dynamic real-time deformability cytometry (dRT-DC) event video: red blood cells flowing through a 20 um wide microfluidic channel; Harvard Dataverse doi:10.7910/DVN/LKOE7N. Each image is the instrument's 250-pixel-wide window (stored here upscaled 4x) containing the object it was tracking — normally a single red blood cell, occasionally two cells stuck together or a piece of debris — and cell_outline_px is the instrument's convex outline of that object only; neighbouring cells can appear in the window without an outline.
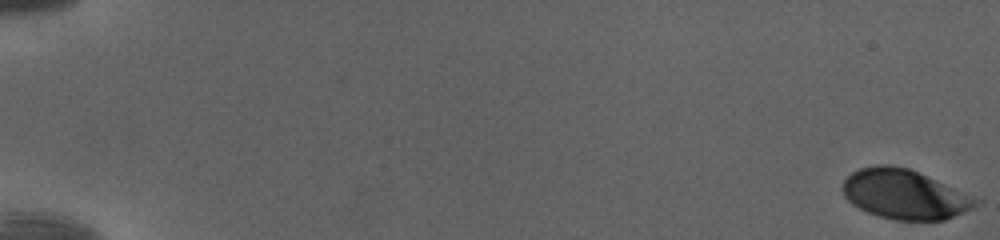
{"species": "human", "species_latin": "Homo sapiens", "temperature_condition": "cold", "stored_images_in_passage": 53, "camera_frame_rate_fps": 3000, "um_per_image_px": 0.085, "donor": {"sex": "female"}, "frame": {"image": 1, "passage_image": 1, "time_ms": 0.0, "image_size_px": [1000, 240], "cell_outline_px": [[976, 204], [972, 208], [964, 212], [944, 220], [896, 220], [880, 216], [868, 212], [852, 204], [844, 196], [844, 180], [852, 172], [860, 168], [876, 164], [888, 164], [908, 168], [972, 196], [976, 200]], "centroid_in_image_um": [76.84, 16.51], "position_along_channel_um": 8.2, "area_um2": 37.69}}
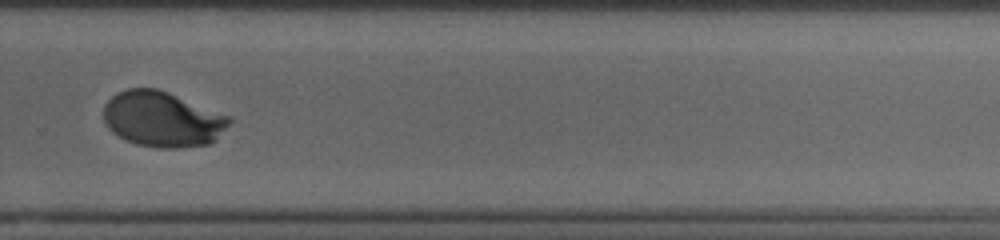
{"frame": {"image": 2, "passage_image": 39, "time_ms": 12.667, "image_size_px": [1000, 240], "cell_outline_px": [[232, 120], [216, 140], [208, 144], [176, 148], [160, 148], [136, 144], [112, 132], [108, 128], [104, 120], [104, 104], [116, 92], [128, 88], [156, 88], [168, 92], [232, 116]], "centroid_in_image_um": [13.82, 10.12], "position_along_channel_um": 316.0, "area_um2": 40.69}}
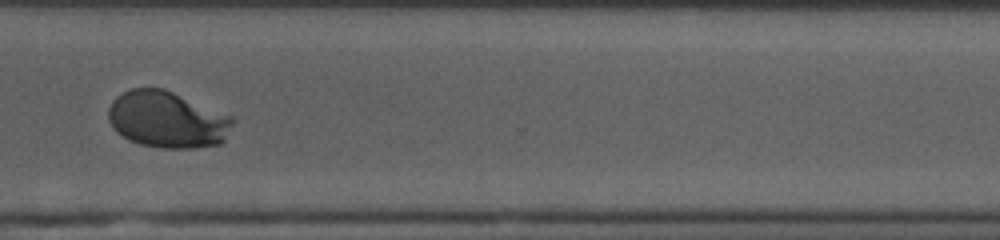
{"frame": {"image": 3, "passage_image": 42, "time_ms": 13.667, "image_size_px": [1000, 240], "cell_outline_px": [[236, 120], [224, 140], [220, 144], [196, 148], [160, 148], [140, 144], [128, 140], [116, 132], [108, 120], [108, 108], [112, 100], [116, 96], [132, 88], [164, 88], [232, 116]], "centroid_in_image_um": [14.21, 10.17], "position_along_channel_um": 356.4, "area_um2": 41.33}, "authors_computed_cell_mechanics": {"area_um2": 40.4022, "velocity_mm_per_s": 4.0103, "shape_relaxation_time_tau1_ms": 3.6451, "shape_relaxation_time_tau2_ms": null, "deformation_change_tau1": 0.1823, "deformation_change_tau2": null}}